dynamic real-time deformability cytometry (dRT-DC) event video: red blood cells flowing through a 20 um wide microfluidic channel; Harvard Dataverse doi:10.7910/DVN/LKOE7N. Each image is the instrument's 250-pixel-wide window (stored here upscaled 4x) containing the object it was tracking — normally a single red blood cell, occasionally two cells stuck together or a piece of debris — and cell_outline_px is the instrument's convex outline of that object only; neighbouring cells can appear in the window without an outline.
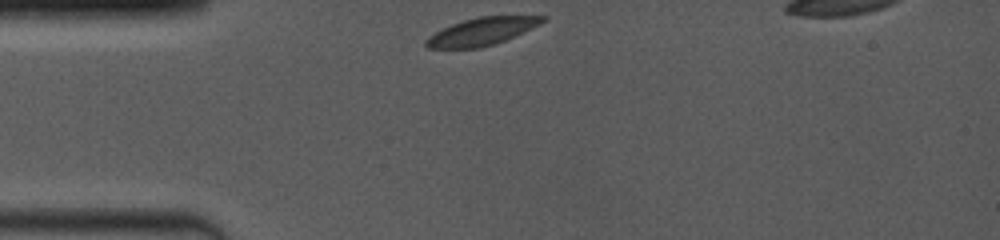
{"species": "common noctule bat (a hibernating species)", "species_latin": "Nyctalus noctula", "temperature_condition": "room temperature", "stored_images_in_passage": 28, "camera_frame_rate_fps": 4000, "um_per_image_px": 0.085, "animal": {"sex": "female", "body_mass_g": 19.0, "forearm_length_mm": 53.3}, "frame": {"image": 1, "passage_image": 1, "time_ms": 0.0, "image_size_px": [1000, 240], "cell_outline_px": [[548, 20], [540, 24], [496, 44], [480, 48], [428, 48], [424, 44], [424, 40], [428, 36], [452, 24], [464, 20], [480, 16], [548, 16]], "centroid_in_image_um": [40.95, 2.68], "position_along_channel_um": 44.0, "area_um2": 18.61}}
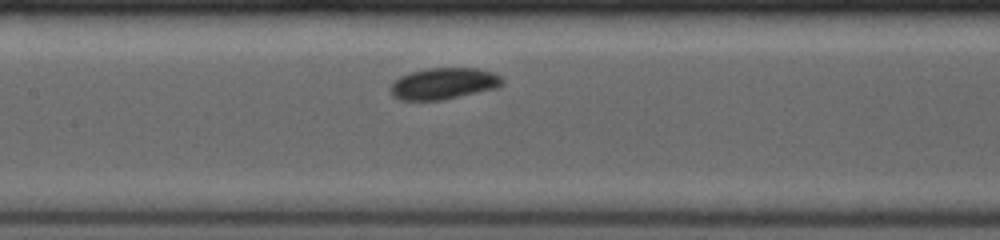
{"frame": {"image": 2, "passage_image": 13, "time_ms": 3.75, "image_size_px": [1000, 240], "cell_outline_px": [[504, 84], [500, 88], [440, 100], [400, 100], [392, 96], [388, 88], [400, 76], [408, 72], [428, 68], [476, 68], [496, 72], [504, 80]], "centroid_in_image_um": [37.74, 7.1], "position_along_channel_um": 169.7, "area_um2": 20.87}}
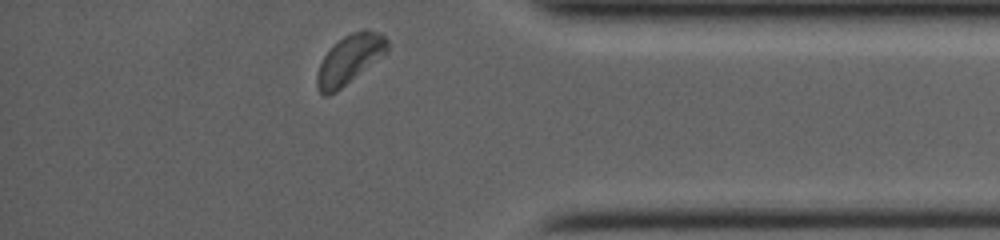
{"frame": {"image": 3, "passage_image": 28, "time_ms": 10.0, "image_size_px": [1000, 240], "cell_outline_px": [[388, 52], [336, 92], [328, 96], [324, 96], [316, 88], [316, 76], [320, 64], [324, 56], [344, 36], [352, 32], [364, 28], [368, 28], [384, 36], [388, 40]], "centroid_in_image_um": [29.72, 5.06], "position_along_channel_um": 405.5, "area_um2": 20.0}, "authors_computed_cell_mechanics": {"area_um2": 20.3167, "velocity_mm_per_s": 3.8917, "shape_relaxation_time_tau1_ms": 1.101, "shape_relaxation_time_tau2_ms": null, "deformation_change_tau1": 0.0527, "deformation_change_tau2": null}}